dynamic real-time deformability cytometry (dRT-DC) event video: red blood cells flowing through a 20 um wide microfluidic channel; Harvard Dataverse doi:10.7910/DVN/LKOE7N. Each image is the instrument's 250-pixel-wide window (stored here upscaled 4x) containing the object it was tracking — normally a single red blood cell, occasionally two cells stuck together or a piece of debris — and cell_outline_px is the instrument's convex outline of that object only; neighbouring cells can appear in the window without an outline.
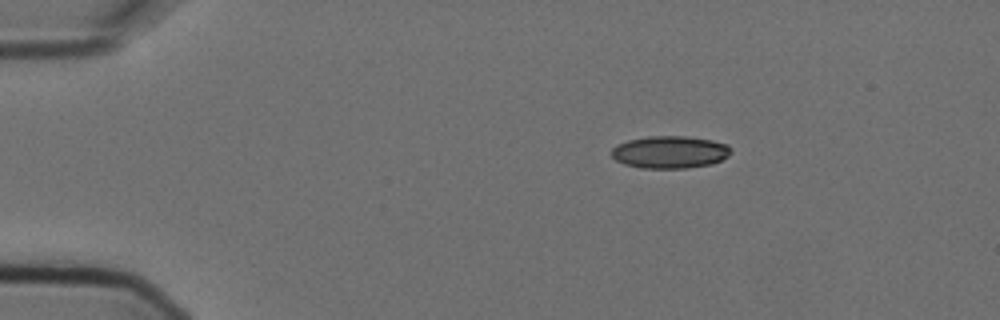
{"species": "Egyptian fruit bat (a non-hibernating species)", "species_latin": "Rousettus aegyptiacus", "temperature_condition": "cold", "stored_images_in_passage": 3, "camera_frame_rate_fps": 3000, "um_per_image_px": 0.085, "animal": {"sex": "female"}, "frame": {"image": 1, "passage_image": 1, "time_ms": 0.0, "image_size_px": [1000, 320], "cell_outline_px": [[728, 156], [712, 164], [688, 168], [640, 168], [624, 164], [616, 160], [612, 156], [612, 148], [616, 144], [628, 140], [648, 136], [684, 136], [712, 140], [728, 144]], "centroid_in_image_um": [56.9, 12.93], "position_along_channel_um": 28.1, "area_um2": 22.48}}